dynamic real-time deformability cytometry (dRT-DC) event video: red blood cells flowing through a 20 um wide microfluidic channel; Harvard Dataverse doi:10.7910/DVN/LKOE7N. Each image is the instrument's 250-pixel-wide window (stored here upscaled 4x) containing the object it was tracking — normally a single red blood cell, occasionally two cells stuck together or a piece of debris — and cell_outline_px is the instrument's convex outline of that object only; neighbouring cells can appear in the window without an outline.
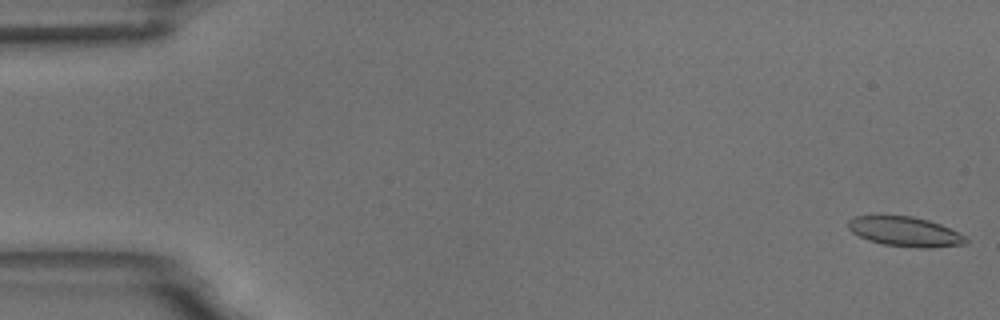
{"species": "common noctule bat (a hibernating species)", "species_latin": "Nyctalus noctula", "temperature_condition": "room temperature", "stored_images_in_passage": 7, "camera_frame_rate_fps": 3000, "um_per_image_px": 0.085, "animal": {"sex": "male", "body_mass_g": 18.8}, "frame": {"image": 1, "passage_image": 1, "time_ms": 0.0, "image_size_px": [1000, 320], "cell_outline_px": [[968, 244], [928, 248], [920, 248], [884, 244], [868, 240], [852, 232], [848, 228], [848, 220], [856, 216], [912, 216], [928, 220], [940, 224], [968, 236]], "centroid_in_image_um": [76.99, 19.69], "position_along_channel_um": 8.0, "area_um2": 20.35}}
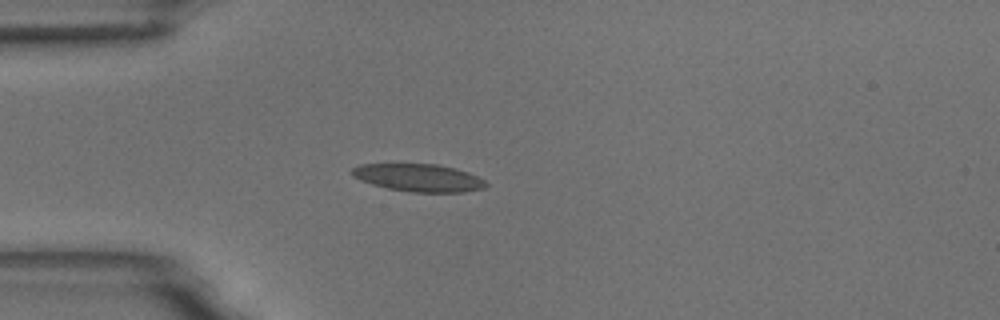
{"frame": {"image": 2, "passage_image": 5, "time_ms": 4.667, "image_size_px": [1000, 320], "cell_outline_px": [[488, 184], [484, 188], [464, 192], [412, 192], [388, 188], [372, 184], [360, 180], [352, 176], [352, 168], [360, 164], [440, 164], [456, 168], [468, 172], [484, 180]], "centroid_in_image_um": [35.59, 15.1], "position_along_channel_um": 49.4, "area_um2": 21.56}}